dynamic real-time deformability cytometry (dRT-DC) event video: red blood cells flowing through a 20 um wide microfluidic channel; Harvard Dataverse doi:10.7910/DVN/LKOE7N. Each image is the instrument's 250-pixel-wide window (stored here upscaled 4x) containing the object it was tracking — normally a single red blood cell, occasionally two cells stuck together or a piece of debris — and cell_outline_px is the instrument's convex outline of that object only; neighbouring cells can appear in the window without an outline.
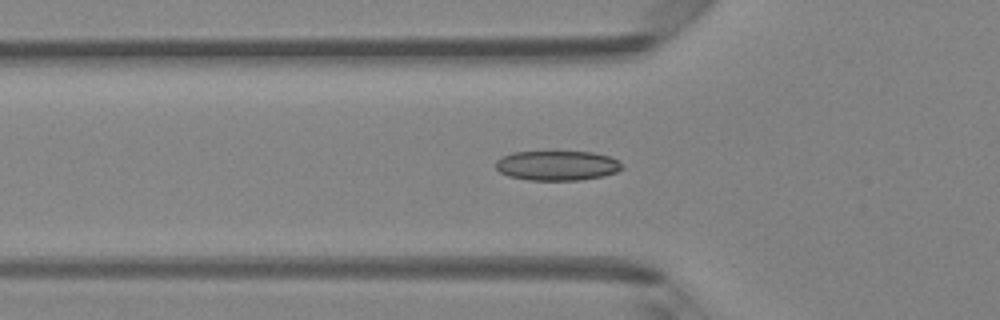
{"species": "Egyptian fruit bat (a non-hibernating species)", "species_latin": "Rousettus aegyptiacus", "temperature_condition": "room temperature", "stored_images_in_passage": 41, "segment_of_instrument_passage": [1, 2], "camera_frame_rate_fps": 3000, "um_per_image_px": 0.085, "animal": {"sex": "female"}, "frame": {"image": 1, "passage_image": 8, "time_ms": 2.333, "image_size_px": [1000, 320], "cell_outline_px": [[624, 168], [616, 172], [604, 176], [580, 180], [528, 180], [508, 176], [500, 172], [496, 168], [496, 160], [500, 156], [512, 152], [592, 152], [608, 156], [620, 160], [624, 164]], "centroid_in_image_um": [47.37, 14.07], "position_along_channel_um": 78.4, "area_um2": 22.14}}
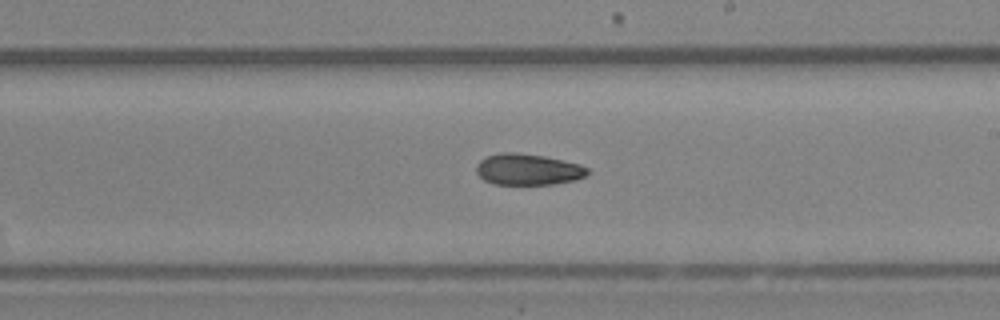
{"frame": {"image": 2, "passage_image": 20, "time_ms": 6.333, "image_size_px": [1000, 320], "cell_outline_px": [[588, 172], [584, 176], [572, 180], [552, 184], [492, 184], [484, 180], [476, 172], [476, 164], [480, 160], [488, 156], [500, 152], [516, 152], [544, 156], [580, 164], [588, 168]], "centroid_in_image_um": [44.83, 14.39], "position_along_channel_um": 244.2, "area_um2": 20.11}}
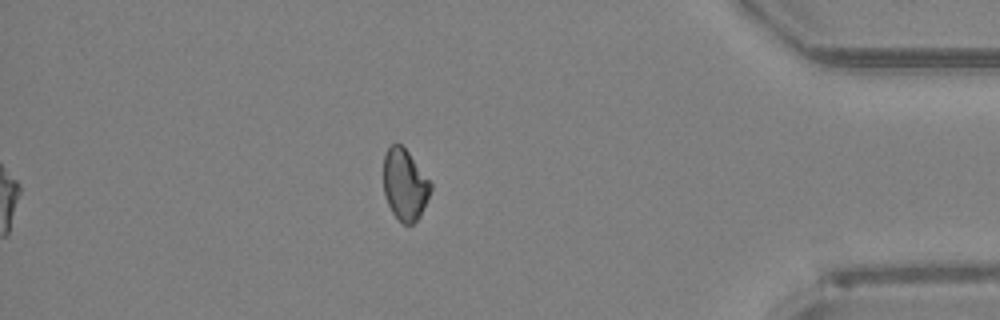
{"frame": {"image": 3, "passage_image": 34, "time_ms": 11.0, "image_size_px": [1000, 320], "cell_outline_px": [[432, 188], [420, 216], [412, 224], [404, 224], [392, 212], [384, 196], [384, 156], [388, 148], [392, 144], [400, 144], [408, 152], [432, 184]], "centroid_in_image_um": [34.4, 15.7], "position_along_channel_um": 400.8, "area_um2": 19.25}}